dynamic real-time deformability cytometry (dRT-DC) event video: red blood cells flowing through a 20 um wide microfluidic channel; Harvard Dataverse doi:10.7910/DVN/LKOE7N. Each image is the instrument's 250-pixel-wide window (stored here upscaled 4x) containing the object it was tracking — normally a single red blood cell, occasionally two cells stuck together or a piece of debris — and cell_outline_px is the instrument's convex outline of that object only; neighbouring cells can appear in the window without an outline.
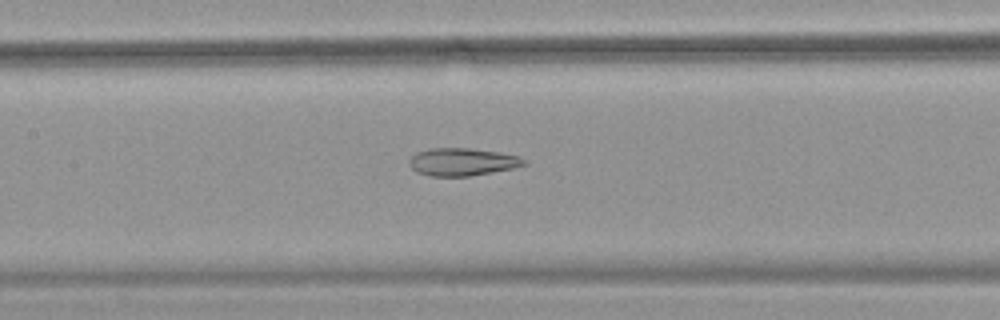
{"species": "common noctule bat (a hibernating species)", "species_latin": "Nyctalus noctula", "temperature_condition": "warm", "stored_images_in_passage": 42, "camera_frame_rate_fps": 3000, "um_per_image_px": 0.085, "animal": {"sex": "female", "body_mass_g": 18.4}, "frame": {"image": 1, "passage_image": 14, "time_ms": 4.333, "image_size_px": [1000, 320], "cell_outline_px": [[528, 164], [512, 168], [468, 176], [432, 176], [416, 172], [408, 164], [408, 160], [416, 152], [428, 148], [468, 148], [500, 152], [520, 156], [528, 160]], "centroid_in_image_um": [39.29, 13.75], "position_along_channel_um": 168.1, "area_um2": 18.61}}
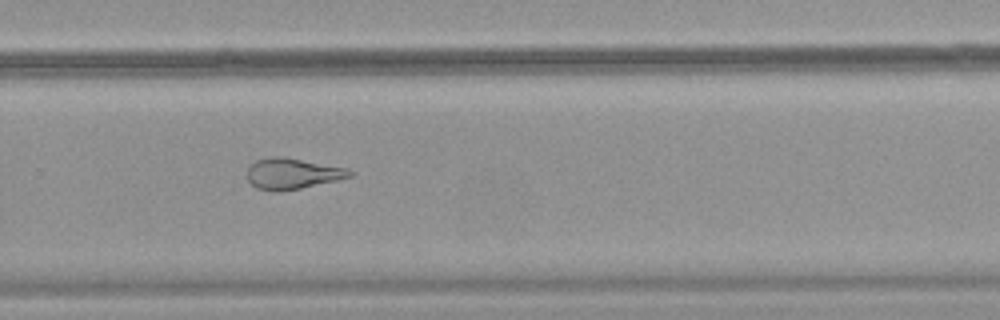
{"frame": {"image": 2, "passage_image": 25, "time_ms": 8.0, "image_size_px": [1000, 320], "cell_outline_px": [[356, 172], [352, 176], [336, 180], [300, 188], [280, 192], [272, 192], [256, 188], [248, 180], [248, 168], [256, 160], [272, 156], [280, 156], [348, 168]], "centroid_in_image_um": [24.86, 14.76], "position_along_channel_um": 304.9, "area_um2": 18.44}}
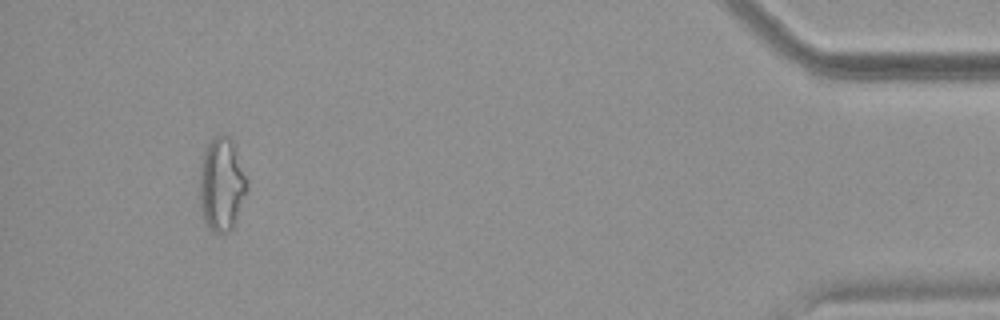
{"frame": {"image": 3, "passage_image": 39, "time_ms": 12.667, "image_size_px": [1000, 320], "cell_outline_px": [[248, 184], [232, 228], [228, 232], [212, 232], [204, 224], [200, 208], [200, 160], [204, 148], [216, 136], [228, 136], [232, 144], [248, 180]], "centroid_in_image_um": [18.79, 15.71], "position_along_channel_um": 416.4, "area_um2": 25.37}, "authors_computed_cell_mechanics": {"area_um2": 20.519, "velocity_mm_per_s": 3.75, "shape_relaxation_time_tau1_ms": null, "shape_relaxation_time_tau2_ms": 3.32, "deformation_change_tau1": null, "deformation_change_tau2": 0.1344}}